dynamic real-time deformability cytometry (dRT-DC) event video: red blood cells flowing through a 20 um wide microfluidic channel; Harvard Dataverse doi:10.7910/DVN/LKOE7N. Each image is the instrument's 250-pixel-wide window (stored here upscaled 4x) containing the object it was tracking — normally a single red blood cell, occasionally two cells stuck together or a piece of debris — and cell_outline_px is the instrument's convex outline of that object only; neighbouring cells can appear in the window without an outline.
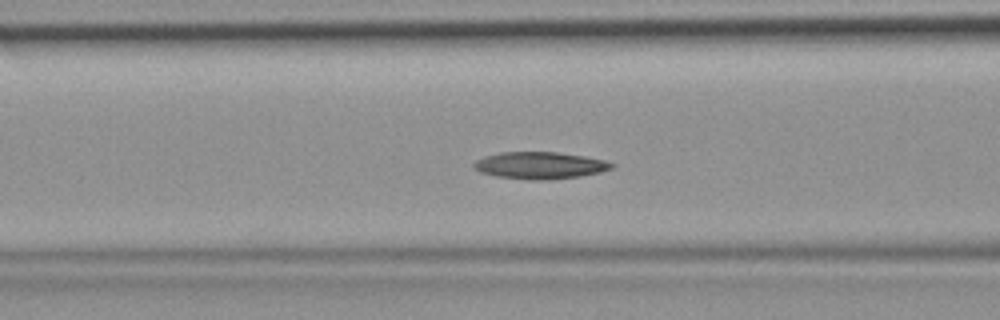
{"species": "common noctule bat (a hibernating species)", "species_latin": "Nyctalus noctula", "temperature_condition": "room temperature", "stored_images_in_passage": 47, "camera_frame_rate_fps": 3000, "um_per_image_px": 0.085, "animal": {"sex": "female", "body_mass_g": 19.9}, "frame": {"image": 1, "passage_image": 19, "time_ms": 6.0, "image_size_px": [1000, 320], "cell_outline_px": [[616, 164], [612, 168], [600, 172], [580, 176], [548, 180], [528, 180], [496, 176], [480, 172], [472, 168], [472, 164], [476, 160], [484, 156], [500, 152], [556, 152], [584, 156], [604, 160]], "centroid_in_image_um": [45.86, 14.06], "position_along_channel_um": 120.7, "area_um2": 21.79}}
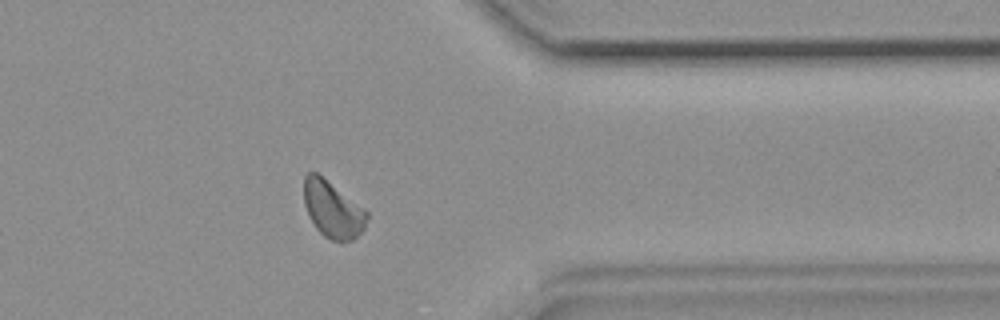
{"frame": {"image": 2, "passage_image": 38, "time_ms": 12.333, "image_size_px": [1000, 320], "cell_outline_px": [[368, 216], [364, 228], [352, 240], [332, 240], [324, 236], [316, 228], [304, 204], [304, 176], [308, 172], [316, 172], [364, 208], [368, 212]], "centroid_in_image_um": [28.27, 17.79], "position_along_channel_um": 383.1, "area_um2": 20.35}}
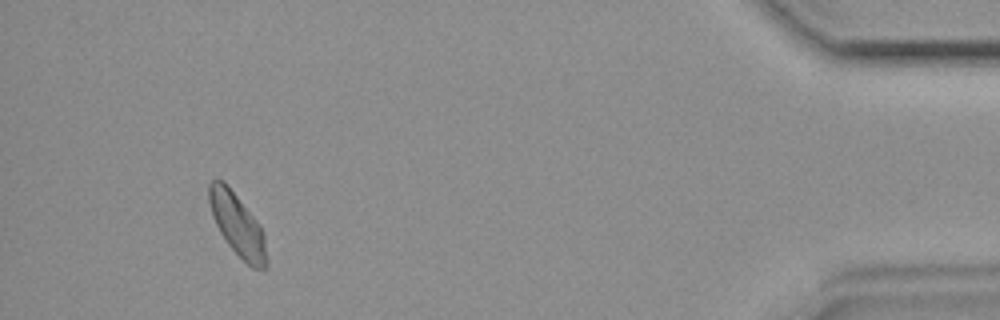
{"frame": {"image": 3, "passage_image": 44, "time_ms": 14.333, "image_size_px": [1000, 320], "cell_outline_px": [[268, 264], [264, 268], [252, 268], [228, 244], [220, 232], [212, 216], [208, 200], [208, 184], [212, 180], [224, 180], [260, 224], [264, 236], [268, 260]], "centroid_in_image_um": [20.18, 19.08], "position_along_channel_um": 415.0, "area_um2": 20.81}}